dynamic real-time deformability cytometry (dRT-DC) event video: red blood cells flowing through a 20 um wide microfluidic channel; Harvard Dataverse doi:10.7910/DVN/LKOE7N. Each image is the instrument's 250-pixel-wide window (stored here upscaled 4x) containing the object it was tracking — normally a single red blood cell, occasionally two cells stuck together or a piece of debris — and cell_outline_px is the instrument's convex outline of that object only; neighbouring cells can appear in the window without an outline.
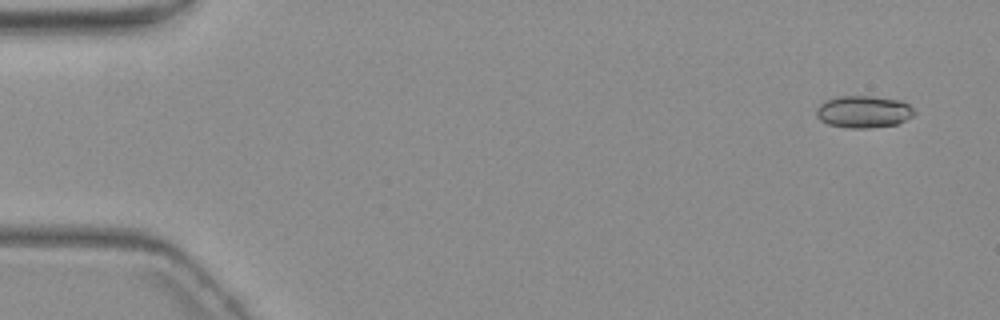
{"species": "common noctule bat (a hibernating species)", "species_latin": "Nyctalus noctula", "temperature_condition": "warm", "stored_images_in_passage": 6, "camera_frame_rate_fps": 3000, "um_per_image_px": 0.085, "animal": {"sex": "female", "body_mass_g": 19.3, "forearm_length_mm": 54.1}, "frame": {"image": 1, "passage_image": 1, "time_ms": 0.0, "image_size_px": [1000, 320], "cell_outline_px": [[916, 112], [912, 116], [896, 124], [872, 128], [848, 128], [828, 124], [820, 120], [816, 116], [816, 108], [820, 104], [836, 96], [872, 96], [900, 100], [908, 104]], "centroid_in_image_um": [73.38, 9.5], "position_along_channel_um": 11.6, "area_um2": 18.32}}
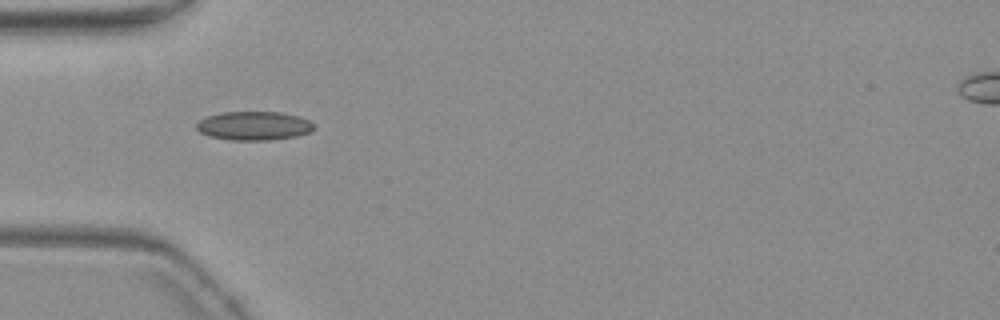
{"frame": {"image": 2, "passage_image": 5, "time_ms": 5.0, "image_size_px": [1000, 320], "cell_outline_px": [[316, 128], [308, 132], [296, 136], [272, 140], [228, 140], [208, 136], [200, 132], [196, 128], [196, 124], [200, 120], [208, 116], [220, 112], [280, 112], [300, 116], [316, 124]], "centroid_in_image_um": [21.6, 10.69], "position_along_channel_um": 63.4, "area_um2": 19.88}}
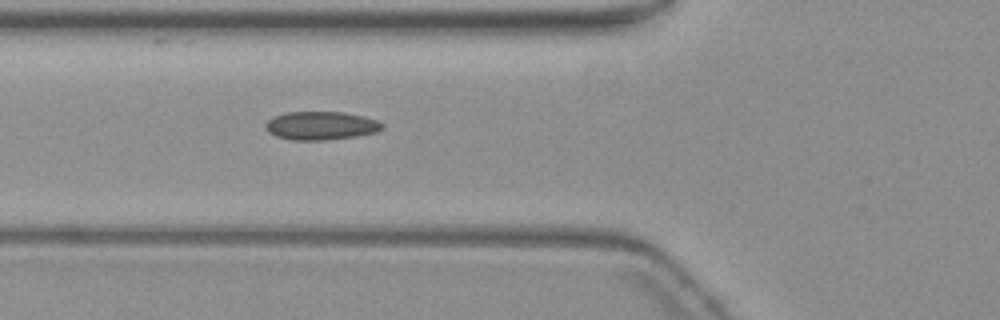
{"frame": {"image": 3, "passage_image": 6, "time_ms": 6.0, "image_size_px": [1000, 320], "cell_outline_px": [[384, 128], [376, 132], [356, 136], [324, 140], [292, 140], [276, 136], [268, 132], [264, 124], [272, 116], [288, 112], [344, 112], [364, 116], [376, 120], [384, 124]], "centroid_in_image_um": [27.27, 10.67], "position_along_channel_um": 98.5, "area_um2": 19.36}}